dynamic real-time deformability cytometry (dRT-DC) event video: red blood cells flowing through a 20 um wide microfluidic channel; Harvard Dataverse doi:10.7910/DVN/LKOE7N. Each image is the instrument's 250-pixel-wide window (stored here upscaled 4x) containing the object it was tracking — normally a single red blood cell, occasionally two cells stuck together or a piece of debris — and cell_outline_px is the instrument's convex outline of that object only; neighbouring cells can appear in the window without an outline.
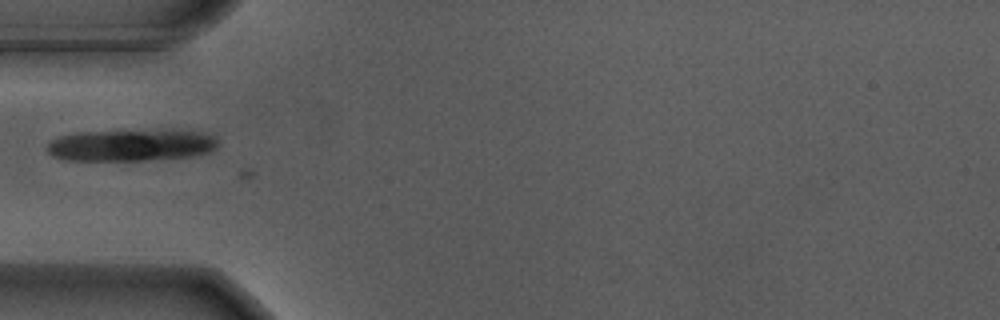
{"species": "Egyptian fruit bat (a non-hibernating species)", "species_latin": "Rousettus aegyptiacus", "temperature_condition": "warm", "stored_images_in_passage": 15, "camera_frame_rate_fps": 3000, "um_per_image_px": 0.085, "animal": {"sex": "male"}, "frame": {"image": 1, "passage_image": 2, "time_ms": 0.333, "image_size_px": [1000, 320], "cell_outline_px": [[216, 148], [208, 152], [192, 156], [144, 160], [64, 160], [52, 156], [44, 148], [52, 140], [60, 136], [80, 132], [204, 132], [216, 136]], "centroid_in_image_um": [11.08, 12.37], "position_along_channel_um": 73.9, "area_um2": 30.69}}
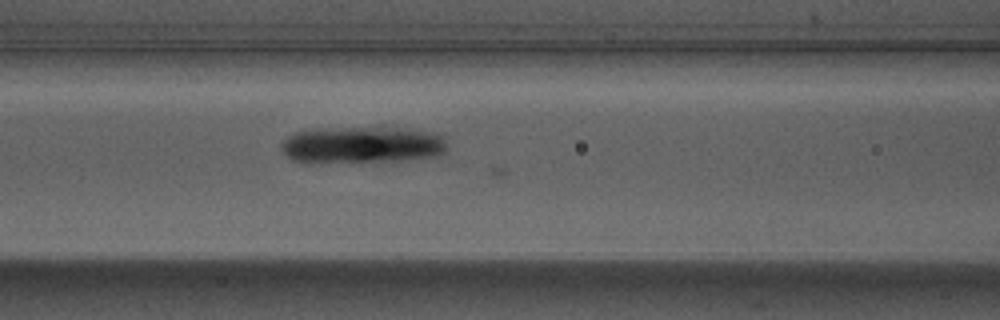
{"frame": {"image": 2, "passage_image": 7, "time_ms": 2.0, "image_size_px": [1000, 320], "cell_outline_px": [[448, 148], [444, 152], [432, 156], [396, 160], [308, 164], [300, 164], [292, 160], [280, 148], [280, 144], [288, 136], [296, 132], [316, 128], [400, 128], [432, 132], [444, 136], [448, 144]], "centroid_in_image_um": [30.7, 12.33], "position_along_channel_um": 135.9, "area_um2": 35.95}}